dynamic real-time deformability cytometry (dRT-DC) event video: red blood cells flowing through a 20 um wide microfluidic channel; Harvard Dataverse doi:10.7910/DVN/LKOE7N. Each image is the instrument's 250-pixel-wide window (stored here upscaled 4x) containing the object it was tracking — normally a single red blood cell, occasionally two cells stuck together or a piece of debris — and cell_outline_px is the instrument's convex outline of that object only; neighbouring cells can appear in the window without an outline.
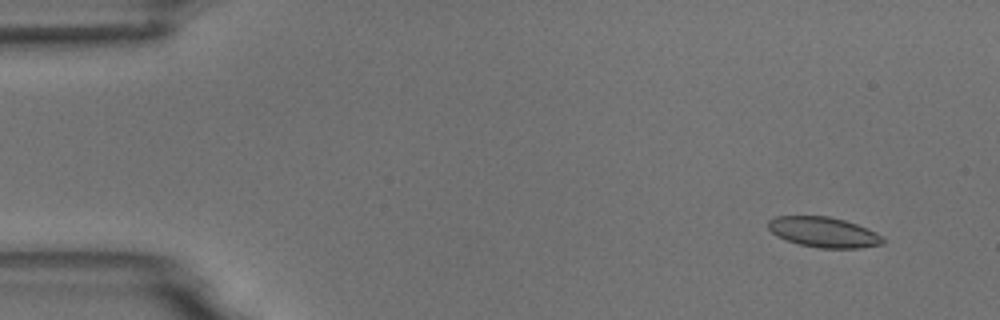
{"species": "common noctule bat (a hibernating species)", "species_latin": "Nyctalus noctula", "temperature_condition": "room temperature", "stored_images_in_passage": 10, "camera_frame_rate_fps": 3000, "um_per_image_px": 0.085, "animal": {"sex": "male", "body_mass_g": 18.8}, "frame": {"image": 1, "passage_image": 2, "time_ms": 1.0, "image_size_px": [1000, 320], "cell_outline_px": [[884, 244], [860, 248], [820, 248], [800, 244], [776, 236], [768, 228], [768, 220], [776, 216], [828, 216], [844, 220], [856, 224], [876, 232], [884, 240]], "centroid_in_image_um": [70.0, 19.73], "position_along_channel_um": 15.0, "area_um2": 20.11}}
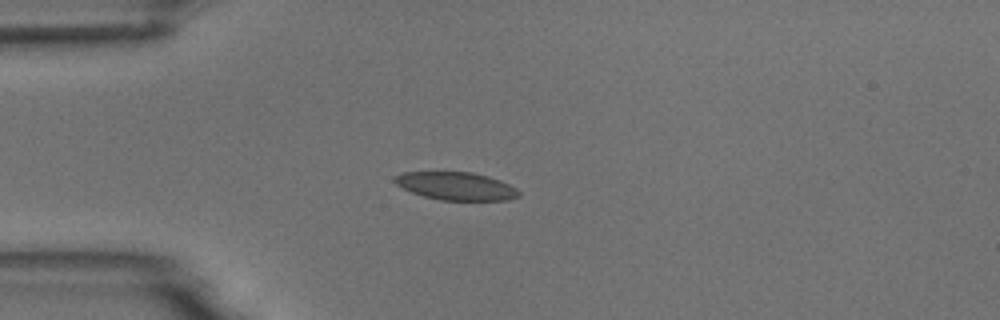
{"frame": {"image": 2, "passage_image": 4, "time_ms": 4.333, "image_size_px": [1000, 320], "cell_outline_px": [[520, 196], [508, 200], [440, 200], [424, 196], [412, 192], [396, 184], [392, 180], [396, 176], [404, 172], [472, 172], [488, 176], [500, 180], [516, 188], [520, 192]], "centroid_in_image_um": [38.79, 15.81], "position_along_channel_um": 46.2, "area_um2": 20.11}}
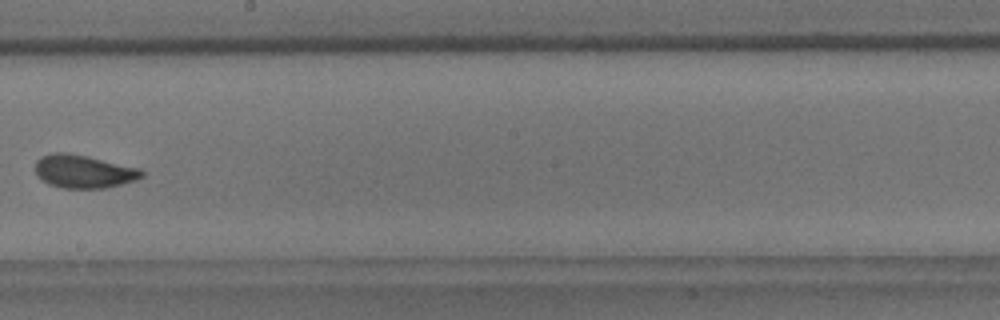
{"frame": {"image": 3, "passage_image": 9, "time_ms": 10.0, "image_size_px": [1000, 320], "cell_outline_px": [[144, 176], [136, 180], [104, 188], [64, 188], [48, 184], [40, 180], [36, 176], [36, 160], [40, 156], [52, 152], [64, 152], [88, 156], [140, 168], [144, 172]], "centroid_in_image_um": [7.08, 14.57], "position_along_channel_um": 241.1, "area_um2": 20.75}}